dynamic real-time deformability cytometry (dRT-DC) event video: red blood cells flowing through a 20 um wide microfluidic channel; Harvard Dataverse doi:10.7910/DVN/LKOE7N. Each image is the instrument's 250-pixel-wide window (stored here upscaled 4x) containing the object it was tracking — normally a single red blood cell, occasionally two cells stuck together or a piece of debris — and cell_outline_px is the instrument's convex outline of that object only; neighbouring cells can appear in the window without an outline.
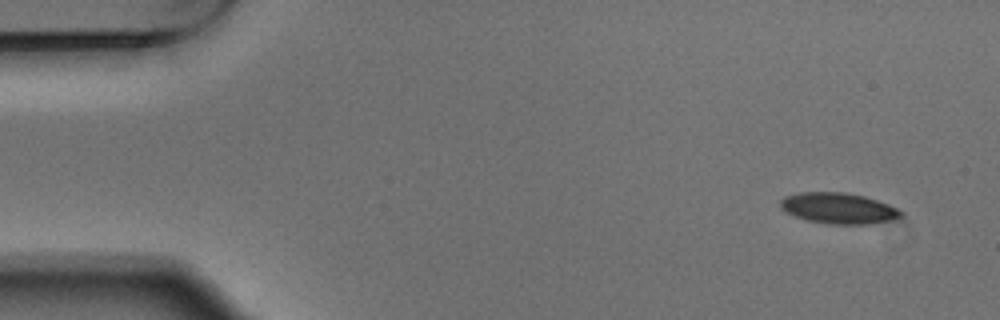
{"species": "Egyptian fruit bat (a non-hibernating species)", "species_latin": "Rousettus aegyptiacus", "temperature_condition": "warm", "stored_images_in_passage": 4, "camera_frame_rate_fps": 3000, "um_per_image_px": 0.085, "animal": {"sex": "male"}, "frame": {"image": 1, "passage_image": 1, "time_ms": 0.0, "image_size_px": [1000, 320], "cell_outline_px": [[904, 216], [892, 220], [868, 224], [828, 224], [808, 220], [796, 216], [780, 208], [780, 200], [784, 196], [800, 192], [844, 192], [864, 196], [888, 204], [904, 212]], "centroid_in_image_um": [71.29, 17.7], "position_along_channel_um": 13.7, "area_um2": 21.68}}
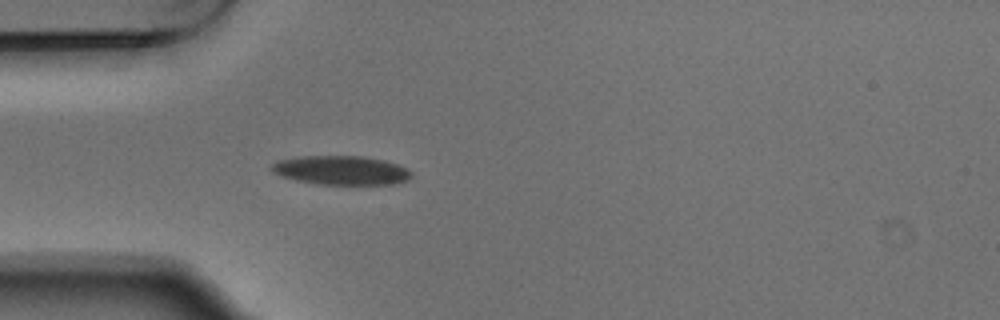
{"frame": {"image": 2, "passage_image": 4, "time_ms": 1.0, "image_size_px": [1000, 320], "cell_outline_px": [[412, 176], [408, 180], [392, 184], [316, 184], [296, 180], [280, 176], [272, 172], [272, 164], [276, 160], [300, 156], [360, 156], [384, 160], [408, 168], [412, 172]], "centroid_in_image_um": [28.99, 14.47], "position_along_channel_um": 56.0, "area_um2": 23.7}}